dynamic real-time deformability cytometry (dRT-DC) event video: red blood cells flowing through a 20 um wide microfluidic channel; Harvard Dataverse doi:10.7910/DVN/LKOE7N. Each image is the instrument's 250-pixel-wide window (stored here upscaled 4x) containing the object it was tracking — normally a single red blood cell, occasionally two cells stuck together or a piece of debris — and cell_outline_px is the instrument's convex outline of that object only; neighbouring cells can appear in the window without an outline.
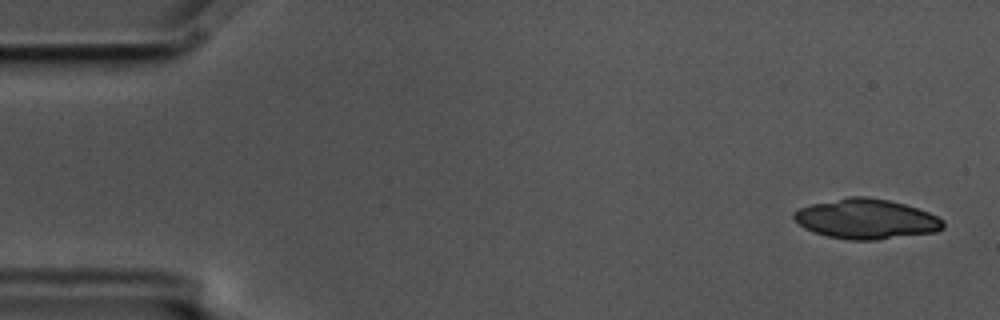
{"species": "common noctule bat (a hibernating species)", "species_latin": "Nyctalus noctula", "temperature_condition": "cold", "stored_images_in_passage": 4, "camera_frame_rate_fps": 3000, "um_per_image_px": 0.085, "animal": {"sex": "male", "body_mass_g": 17.5, "forearm_length_mm": 52.3}, "frame": {"image": 1, "passage_image": 1, "time_ms": 0.0, "image_size_px": [1000, 320], "cell_outline_px": [[944, 228], [936, 232], [876, 240], [848, 240], [828, 236], [812, 232], [804, 228], [792, 216], [792, 212], [800, 208], [812, 204], [848, 196], [868, 196], [888, 200], [904, 204], [928, 212], [944, 220]], "centroid_in_image_um": [73.63, 18.61], "position_along_channel_um": 11.4, "area_um2": 34.8}}